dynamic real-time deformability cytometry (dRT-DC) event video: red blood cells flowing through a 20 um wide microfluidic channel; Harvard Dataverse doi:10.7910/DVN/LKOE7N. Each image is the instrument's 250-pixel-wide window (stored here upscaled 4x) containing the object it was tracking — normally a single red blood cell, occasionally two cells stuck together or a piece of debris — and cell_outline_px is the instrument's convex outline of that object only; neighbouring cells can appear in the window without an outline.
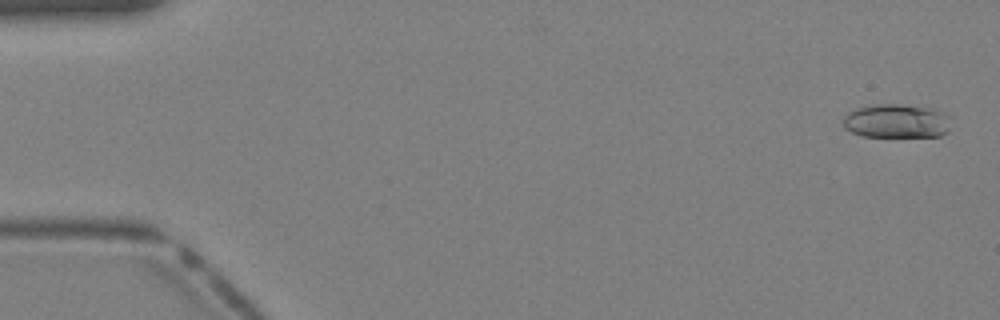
{"species": "Egyptian fruit bat (a non-hibernating species)", "species_latin": "Rousettus aegyptiacus", "temperature_condition": "warm", "stored_images_in_passage": 41, "camera_frame_rate_fps": 3000, "um_per_image_px": 0.085, "animal": {"sex": "female"}, "frame": {"image": 1, "passage_image": 2, "time_ms": 0.333, "image_size_px": [1000, 320], "cell_outline_px": [[948, 132], [940, 136], [860, 136], [844, 128], [844, 116], [848, 112], [856, 108], [876, 104], [900, 104], [932, 108], [948, 112]], "centroid_in_image_um": [76.21, 10.28], "position_along_channel_um": 8.8, "area_um2": 21.39}}
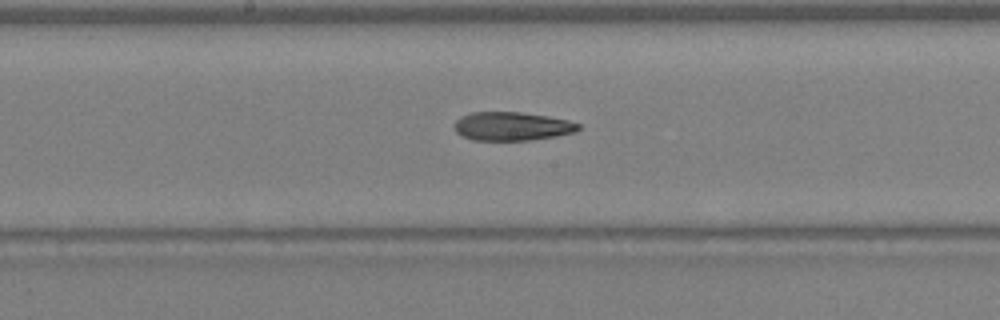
{"frame": {"image": 2, "passage_image": 22, "time_ms": 7.0, "image_size_px": [1000, 320], "cell_outline_px": [[580, 128], [576, 132], [556, 136], [528, 140], [472, 140], [456, 132], [456, 120], [460, 116], [472, 112], [520, 112], [548, 116], [568, 120], [580, 124]], "centroid_in_image_um": [43.54, 10.73], "position_along_channel_um": 204.7, "area_um2": 20.58}}
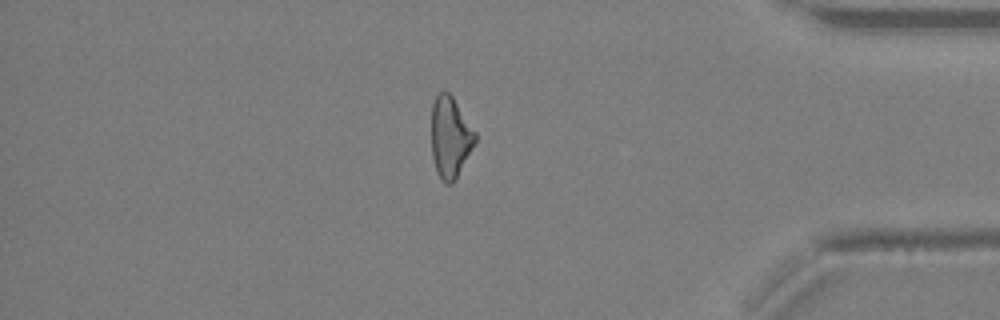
{"frame": {"image": 3, "passage_image": 35, "time_ms": 11.333, "image_size_px": [1000, 320], "cell_outline_px": [[476, 140], [456, 180], [452, 184], [444, 184], [440, 180], [436, 172], [432, 156], [432, 104], [436, 92], [448, 92], [452, 96], [476, 132]], "centroid_in_image_um": [38.26, 11.69], "position_along_channel_um": 396.9, "area_um2": 20.81}}